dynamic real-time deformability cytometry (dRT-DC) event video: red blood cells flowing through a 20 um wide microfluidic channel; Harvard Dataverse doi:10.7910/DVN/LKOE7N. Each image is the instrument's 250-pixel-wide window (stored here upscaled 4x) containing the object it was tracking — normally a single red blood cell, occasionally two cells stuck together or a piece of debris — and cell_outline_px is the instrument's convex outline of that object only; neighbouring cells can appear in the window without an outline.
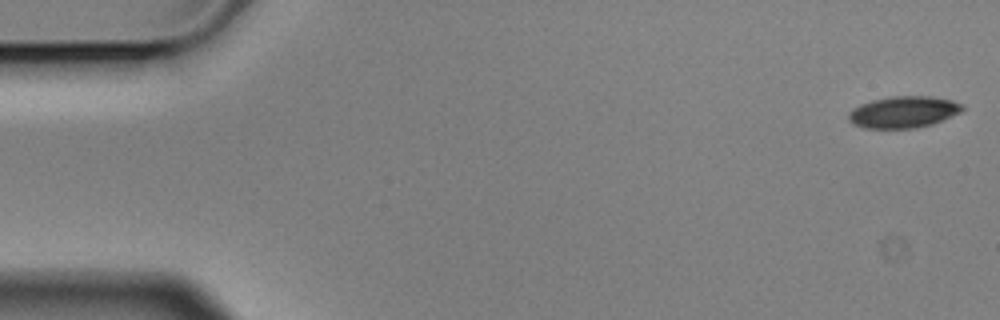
{"species": "Egyptian fruit bat (a non-hibernating species)", "species_latin": "Rousettus aegyptiacus", "temperature_condition": "cold", "stored_images_in_passage": 4, "camera_frame_rate_fps": 3000, "um_per_image_px": 0.085, "animal": {"sex": "male"}, "frame": {"image": 1, "passage_image": 1, "time_ms": 0.0, "image_size_px": [1000, 320], "cell_outline_px": [[964, 108], [960, 112], [932, 124], [916, 128], [864, 128], [852, 124], [848, 120], [848, 112], [852, 108], [860, 104], [872, 100], [888, 96], [932, 96], [952, 100], [964, 104]], "centroid_in_image_um": [76.76, 9.51], "position_along_channel_um": 8.2, "area_um2": 21.15}}
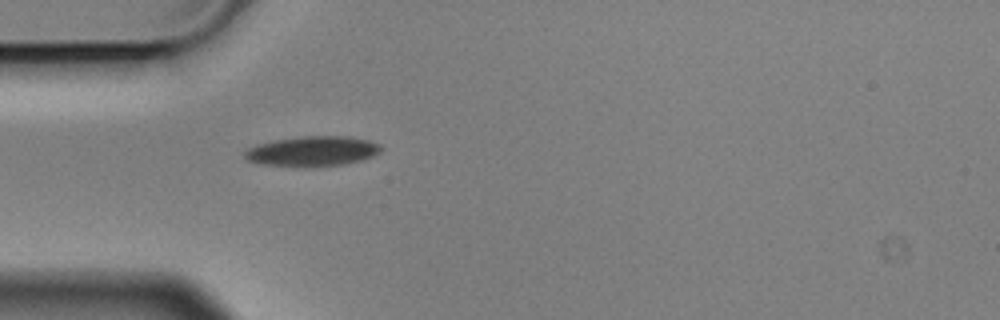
{"frame": {"image": 2, "passage_image": 4, "time_ms": 1.0, "image_size_px": [1000, 320], "cell_outline_px": [[384, 148], [380, 152], [372, 156], [360, 160], [344, 164], [312, 168], [304, 168], [260, 164], [248, 160], [244, 156], [244, 152], [248, 148], [256, 144], [272, 140], [304, 136], [348, 136], [368, 140], [380, 144]], "centroid_in_image_um": [26.54, 12.87], "position_along_channel_um": 58.5, "area_um2": 24.33}}